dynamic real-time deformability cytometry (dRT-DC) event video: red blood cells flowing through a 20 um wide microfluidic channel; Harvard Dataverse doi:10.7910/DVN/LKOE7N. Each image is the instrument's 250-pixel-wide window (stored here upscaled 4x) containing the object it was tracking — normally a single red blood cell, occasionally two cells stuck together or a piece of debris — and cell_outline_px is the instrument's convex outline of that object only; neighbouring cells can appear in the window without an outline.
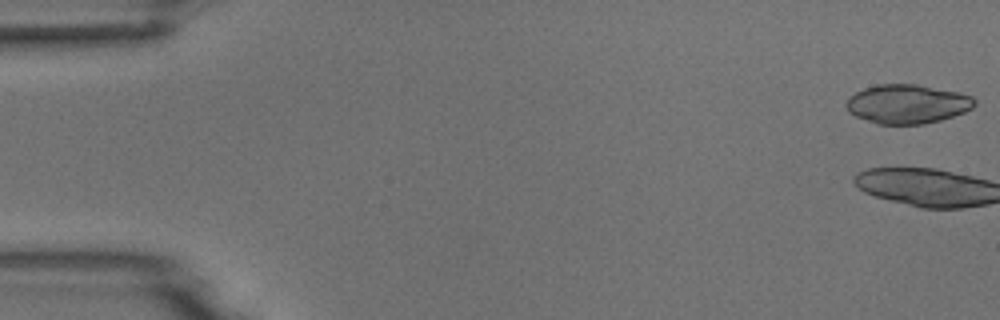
{"species": "common noctule bat (a hibernating species)", "species_latin": "Nyctalus noctula", "temperature_condition": "room temperature", "stored_images_in_passage": 8, "camera_frame_rate_fps": 3000, "um_per_image_px": 0.085, "animal": {"sex": "male", "body_mass_g": 18.8}, "frame": {"image": 1, "passage_image": 1, "time_ms": 0.0, "image_size_px": [1000, 320], "cell_outline_px": [[976, 104], [972, 108], [964, 112], [940, 120], [924, 124], [876, 124], [856, 116], [848, 112], [844, 104], [856, 92], [864, 88], [876, 84], [916, 84], [956, 92], [972, 96], [976, 100]], "centroid_in_image_um": [77.1, 8.84], "position_along_channel_um": 7.9, "area_um2": 29.13}}